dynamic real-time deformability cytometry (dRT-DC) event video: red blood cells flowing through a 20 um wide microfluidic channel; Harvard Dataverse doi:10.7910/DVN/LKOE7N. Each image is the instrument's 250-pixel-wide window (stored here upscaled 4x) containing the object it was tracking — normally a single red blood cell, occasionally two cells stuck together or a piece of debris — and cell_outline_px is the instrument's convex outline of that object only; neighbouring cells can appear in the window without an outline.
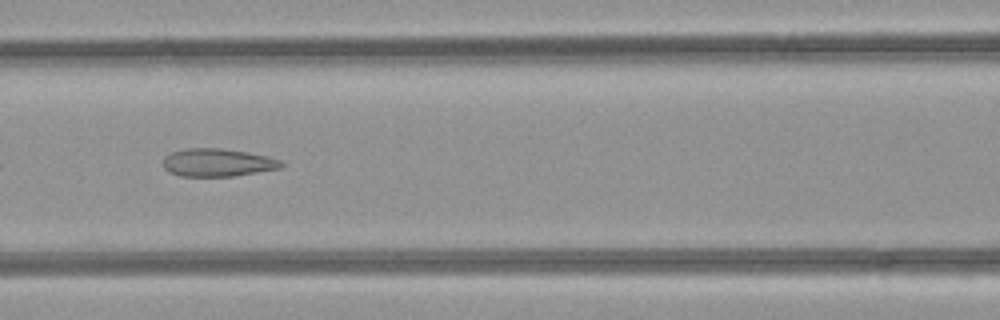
{"species": "common noctule bat (a hibernating species)", "species_latin": "Nyctalus noctula", "temperature_condition": "room temperature", "stored_images_in_passage": 34, "camera_frame_rate_fps": 3000, "um_per_image_px": 0.085, "animal": {"sex": "female", "body_mass_g": 21.9}, "frame": {"image": 1, "passage_image": 7, "time_ms": 2.0, "image_size_px": [1000, 320], "cell_outline_px": [[284, 164], [280, 168], [232, 176], [180, 176], [168, 172], [164, 168], [164, 156], [172, 152], [184, 148], [220, 148], [248, 152], [268, 156], [280, 160]], "centroid_in_image_um": [18.47, 13.81], "position_along_channel_um": 148.1, "area_um2": 19.19}}
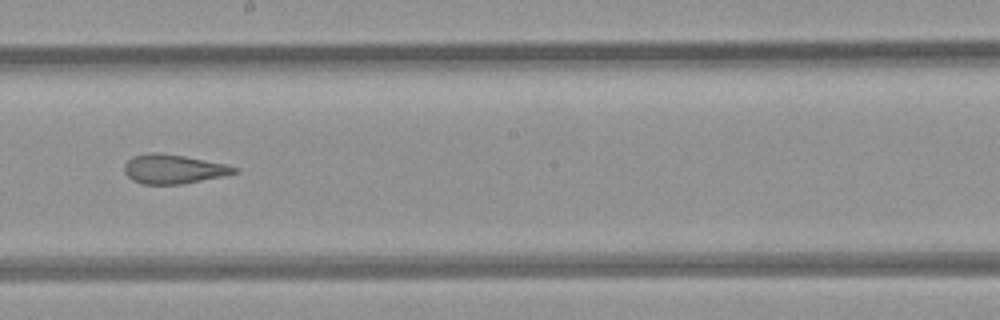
{"frame": {"image": 2, "passage_image": 13, "time_ms": 4.0, "image_size_px": [1000, 320], "cell_outline_px": [[240, 172], [184, 184], [144, 184], [132, 180], [124, 172], [124, 164], [132, 156], [148, 152], [160, 152], [184, 156], [228, 164], [240, 168]], "centroid_in_image_um": [14.76, 14.36], "position_along_channel_um": 233.4, "area_um2": 18.96}}
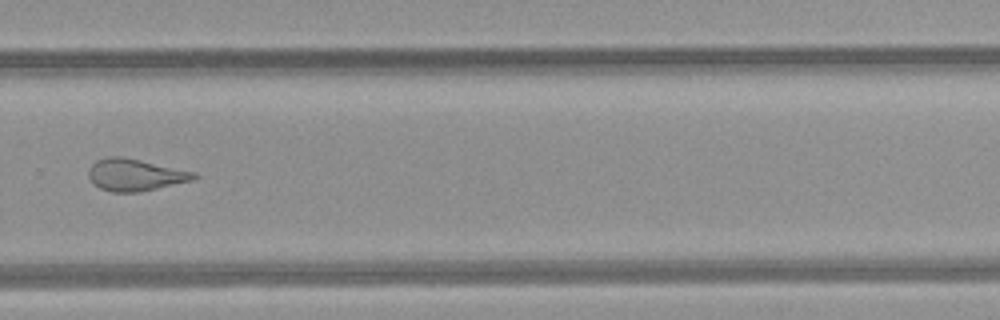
{"frame": {"image": 3, "passage_image": 19, "time_ms": 6.0, "image_size_px": [1000, 320], "cell_outline_px": [[200, 176], [192, 180], [140, 192], [112, 192], [100, 188], [92, 184], [88, 176], [88, 168], [96, 160], [108, 156], [124, 156], [196, 172]], "centroid_in_image_um": [11.46, 14.85], "position_along_channel_um": 318.3, "area_um2": 19.88}, "authors_computed_cell_mechanics": {"area_um2": 20.1722, "velocity_mm_per_s": 4.2702, "shape_relaxation_time_tau1_ms": null, "shape_relaxation_time_tau2_ms": 1.4666, "deformation_change_tau1": null, "deformation_change_tau2": 0.1126}}